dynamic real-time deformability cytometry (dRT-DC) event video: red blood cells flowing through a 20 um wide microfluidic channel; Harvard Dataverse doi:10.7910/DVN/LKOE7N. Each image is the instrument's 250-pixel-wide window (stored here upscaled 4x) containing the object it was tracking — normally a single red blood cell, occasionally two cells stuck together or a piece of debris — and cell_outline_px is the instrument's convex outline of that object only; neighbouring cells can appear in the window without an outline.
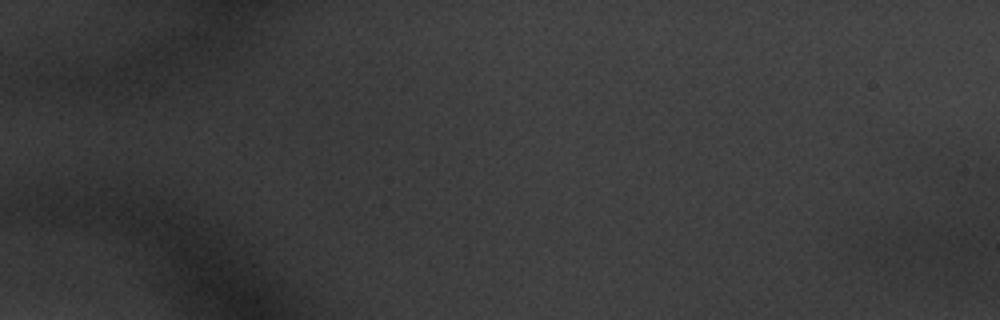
{"species": "common noctule bat (a hibernating species)", "species_latin": "Nyctalus noctula", "temperature_condition": "warm", "stored_images_in_passage": 2, "camera_frame_rate_fps": 3000, "um_per_image_px": 0.085, "animal": {"sex": "male", "body_mass_g": 20.1, "forearm_length_mm": 53.5}, "frame": {"image": 1, "passage_image": 2, "time_ms": 0.333, "image_size_px": [1000, 320], "cell_outline_px": [[968, 244], [960, 256], [944, 264], [884, 248], [876, 236], [896, 216], [964, 224], [968, 240]], "centroid_in_image_um": [78.62, 20.28], "position_along_channel_um": 6.4, "area_um2": 22.02}}